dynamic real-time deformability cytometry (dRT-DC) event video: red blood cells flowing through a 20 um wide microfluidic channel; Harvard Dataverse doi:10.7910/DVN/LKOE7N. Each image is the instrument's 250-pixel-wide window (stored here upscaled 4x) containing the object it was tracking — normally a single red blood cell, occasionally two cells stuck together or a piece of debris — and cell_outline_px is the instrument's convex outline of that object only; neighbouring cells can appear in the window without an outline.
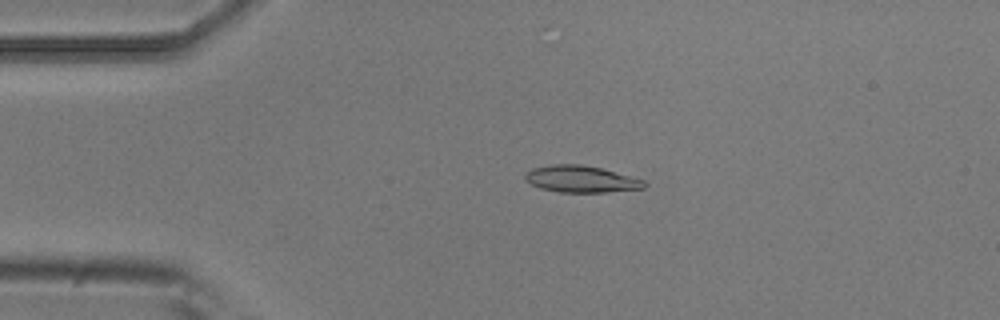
{"species": "common noctule bat (a hibernating species)", "species_latin": "Nyctalus noctula", "temperature_condition": "room temperature", "stored_images_in_passage": 5, "camera_frame_rate_fps": 3000, "um_per_image_px": 0.085, "animal": {"sex": "male", "body_mass_g": 20.5, "forearm_length_mm": 52.5}, "frame": {"image": 1, "passage_image": 4, "time_ms": 1.0, "image_size_px": [1000, 320], "cell_outline_px": [[648, 184], [644, 188], [604, 192], [560, 192], [540, 188], [524, 180], [524, 172], [532, 168], [552, 164], [580, 164], [600, 168], [644, 180]], "centroid_in_image_um": [49.34, 15.22], "position_along_channel_um": 35.7, "area_um2": 18.5}}